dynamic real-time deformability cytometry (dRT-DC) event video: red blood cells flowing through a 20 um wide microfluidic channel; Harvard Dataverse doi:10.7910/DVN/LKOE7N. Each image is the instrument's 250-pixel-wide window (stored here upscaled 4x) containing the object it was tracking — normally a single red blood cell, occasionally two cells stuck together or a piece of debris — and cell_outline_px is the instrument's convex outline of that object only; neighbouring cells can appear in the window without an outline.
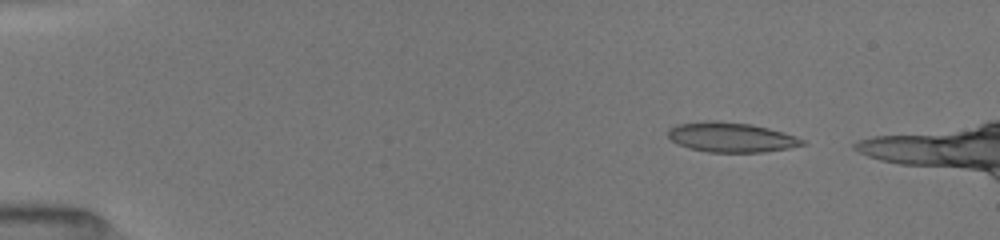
{"species": "common noctule bat (a hibernating species)", "species_latin": "Nyctalus noctula", "temperature_condition": "room temperature", "stored_images_in_passage": 17, "camera_frame_rate_fps": 3000, "um_per_image_px": 0.085, "animal": {"sex": "female", "body_mass_g": 19.5, "forearm_length_mm": 54.1}, "frame": {"image": 1, "passage_image": 3, "time_ms": 1.333, "image_size_px": [1000, 240], "cell_outline_px": [[808, 144], [788, 148], [764, 152], [708, 152], [688, 148], [676, 144], [668, 136], [668, 128], [676, 124], [704, 120], [716, 120], [752, 124], [784, 132], [796, 136], [804, 140]], "centroid_in_image_um": [62.13, 11.66], "position_along_channel_um": 22.9, "area_um2": 23.64}}
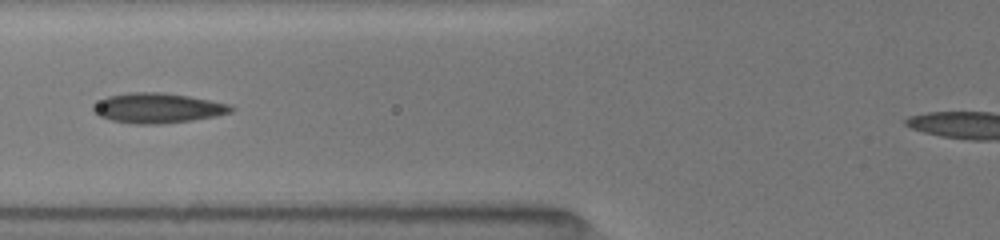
{"frame": {"image": 2, "passage_image": 13, "time_ms": 6.0, "image_size_px": [1000, 240], "cell_outline_px": [[236, 108], [232, 112], [216, 116], [192, 120], [160, 124], [136, 124], [112, 120], [100, 116], [92, 112], [92, 104], [108, 96], [128, 92], [164, 92], [188, 96], [228, 104]], "centroid_in_image_um": [13.38, 9.18], "position_along_channel_um": 112.4, "area_um2": 24.1}}
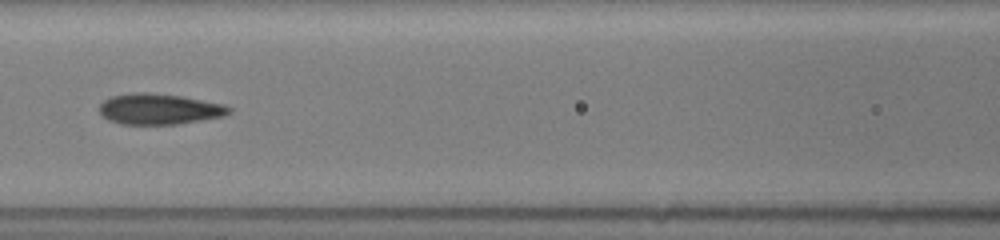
{"frame": {"image": 3, "passage_image": 15, "time_ms": 7.0, "image_size_px": [1000, 240], "cell_outline_px": [[232, 112], [224, 116], [176, 124], [120, 124], [108, 120], [100, 112], [100, 104], [108, 96], [132, 92], [152, 92], [184, 96], [224, 104], [232, 108]], "centroid_in_image_um": [13.54, 9.25], "position_along_channel_um": 153.1, "area_um2": 23.52}}